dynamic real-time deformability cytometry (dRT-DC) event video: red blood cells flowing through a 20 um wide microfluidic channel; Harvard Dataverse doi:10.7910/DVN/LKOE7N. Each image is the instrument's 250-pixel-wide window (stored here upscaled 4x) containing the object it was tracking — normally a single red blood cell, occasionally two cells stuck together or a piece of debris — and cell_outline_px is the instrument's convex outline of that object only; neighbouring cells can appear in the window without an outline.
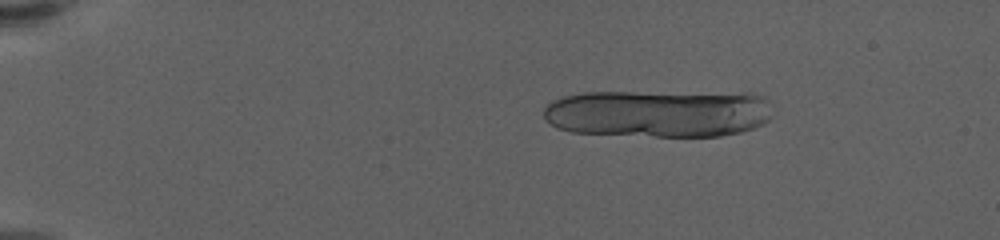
{"species": "human", "species_latin": "Homo sapiens", "temperature_condition": "warm", "stored_images_in_passage": 20, "camera_frame_rate_fps": 3000, "um_per_image_px": 0.085, "donor": {"sex": "female"}, "frame": {"image": 1, "passage_image": 10, "time_ms": 3.0, "image_size_px": [1000, 240], "cell_outline_px": [[772, 116], [764, 124], [740, 132], [720, 136], [656, 136], [572, 132], [560, 128], [552, 124], [544, 116], [544, 108], [552, 100], [564, 96], [584, 92], [752, 92], [764, 96], [768, 100]], "centroid_in_image_um": [56.05, 9.61], "position_along_channel_um": 29.0, "area_um2": 64.33}}